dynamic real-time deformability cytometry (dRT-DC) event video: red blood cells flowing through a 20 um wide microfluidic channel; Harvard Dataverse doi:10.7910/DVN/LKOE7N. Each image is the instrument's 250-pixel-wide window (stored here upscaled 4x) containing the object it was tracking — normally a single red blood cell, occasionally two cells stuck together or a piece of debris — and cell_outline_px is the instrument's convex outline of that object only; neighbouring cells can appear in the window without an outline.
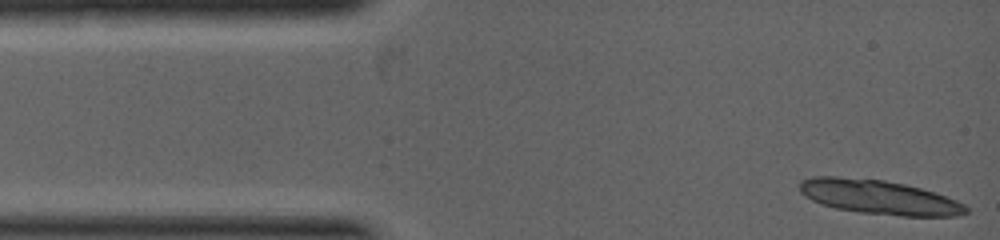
{"species": "common noctule bat (a hibernating species)", "species_latin": "Nyctalus noctula", "temperature_condition": "warm", "stored_images_in_passage": 1, "camera_frame_rate_fps": 5000, "um_per_image_px": 0.085, "animal": {"sex": "female", "body_mass_g": 19.0, "forearm_length_mm": 53.3}, "frame": {"image": 1, "passage_image": 1, "time_ms": 0.0, "image_size_px": [1000, 240], "cell_outline_px": [[968, 212], [956, 216], [900, 216], [860, 212], [836, 208], [820, 204], [804, 196], [800, 192], [796, 184], [800, 180], [812, 176], [836, 176], [884, 180], [904, 184], [920, 188], [956, 200], [964, 204], [968, 208]], "centroid_in_image_um": [74.64, 16.75], "position_along_channel_um": 10.4, "area_um2": 33.35}}